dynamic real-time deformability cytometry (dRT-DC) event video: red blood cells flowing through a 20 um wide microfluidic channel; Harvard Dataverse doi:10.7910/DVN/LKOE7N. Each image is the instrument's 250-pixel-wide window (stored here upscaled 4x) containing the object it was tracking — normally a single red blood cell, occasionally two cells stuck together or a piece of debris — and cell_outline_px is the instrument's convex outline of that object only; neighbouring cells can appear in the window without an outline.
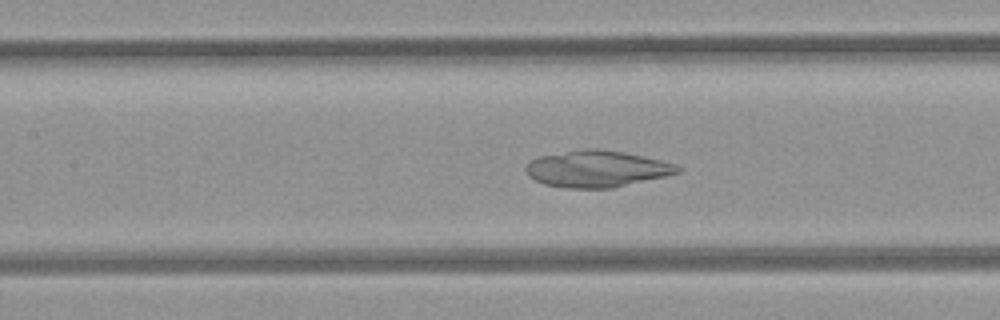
{"species": "common noctule bat (a hibernating species)", "species_latin": "Nyctalus noctula", "temperature_condition": "room temperature", "stored_images_in_passage": 36, "camera_frame_rate_fps": 3000, "um_per_image_px": 0.085, "animal": {"sex": "female", "body_mass_g": 21.9}, "frame": {"image": 1, "passage_image": 7, "time_ms": 2.0, "image_size_px": [1000, 320], "cell_outline_px": [[684, 168], [680, 172], [664, 176], [612, 188], [568, 188], [544, 184], [528, 176], [524, 168], [532, 160], [540, 156], [588, 148], [596, 148], [624, 152], [644, 156], [676, 164]], "centroid_in_image_um": [50.75, 14.35], "position_along_channel_um": 156.7, "area_um2": 32.14}}
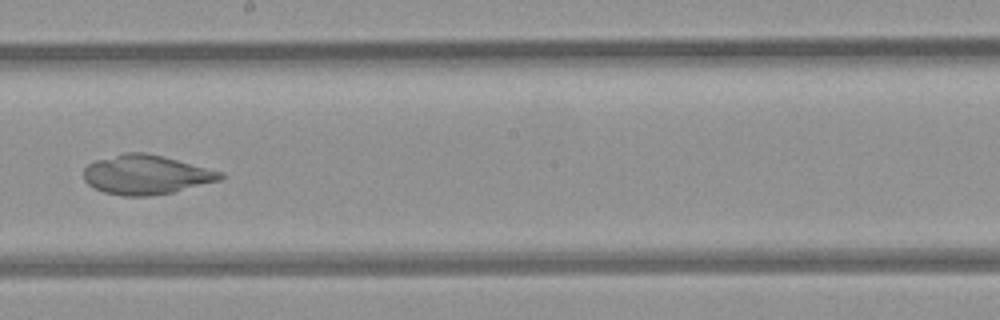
{"frame": {"image": 2, "passage_image": 13, "time_ms": 4.0, "image_size_px": [1000, 320], "cell_outline_px": [[224, 176], [220, 180], [172, 192], [152, 196], [120, 196], [104, 192], [88, 184], [84, 180], [84, 168], [88, 164], [96, 160], [124, 152], [144, 152], [164, 156], [224, 172]], "centroid_in_image_um": [12.42, 14.84], "position_along_channel_um": 235.8, "area_um2": 31.39}}
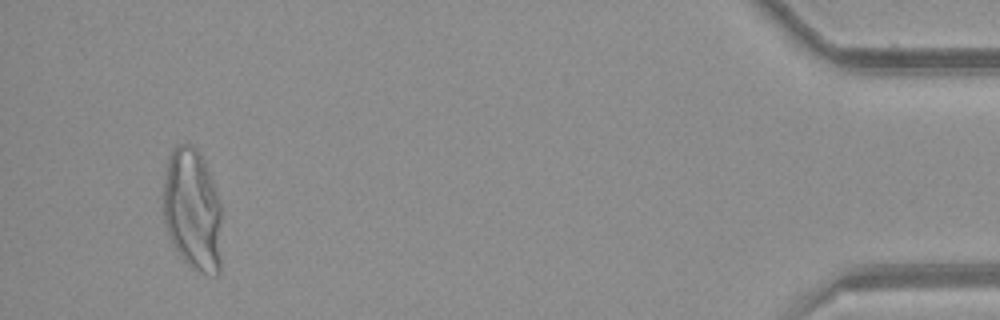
{"frame": {"image": 3, "passage_image": 33, "time_ms": 10.667, "image_size_px": [1000, 320], "cell_outline_px": [[220, 272], [216, 276], [196, 272], [180, 256], [172, 244], [168, 236], [164, 224], [164, 168], [168, 156], [172, 148], [176, 144], [192, 144], [196, 148], [204, 160], [212, 180], [220, 204]], "centroid_in_image_um": [16.34, 17.83], "position_along_channel_um": 418.9, "area_um2": 42.08}}